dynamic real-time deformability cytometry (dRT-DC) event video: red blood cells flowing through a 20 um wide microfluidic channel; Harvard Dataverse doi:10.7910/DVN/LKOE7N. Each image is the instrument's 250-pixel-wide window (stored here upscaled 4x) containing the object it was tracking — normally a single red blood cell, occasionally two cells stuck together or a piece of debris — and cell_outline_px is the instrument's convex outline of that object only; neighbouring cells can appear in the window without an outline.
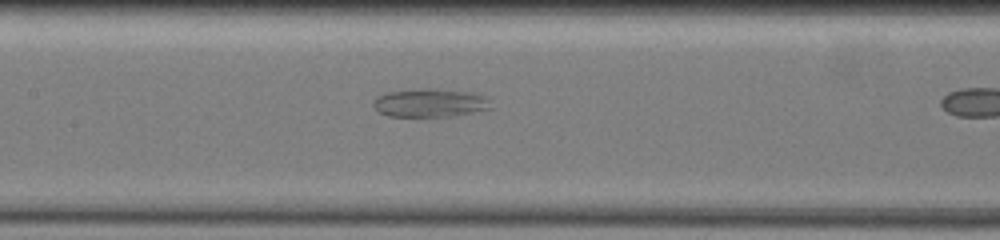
{"species": "common noctule bat (a hibernating species)", "species_latin": "Nyctalus noctula", "temperature_condition": "warm", "stored_images_in_passage": 14, "camera_frame_rate_fps": 3000, "um_per_image_px": 0.085, "animal": {"sex": "female", "body_mass_g": 19.5, "forearm_length_mm": 54.1}, "frame": {"image": 1, "passage_image": 13, "time_ms": 2.667, "image_size_px": [1000, 240], "cell_outline_px": [[492, 108], [456, 116], [388, 116], [380, 112], [372, 104], [376, 96], [388, 92], [460, 92], [480, 96]], "centroid_in_image_um": [36.45, 8.83], "position_along_channel_um": 170.9, "area_um2": 17.63}}